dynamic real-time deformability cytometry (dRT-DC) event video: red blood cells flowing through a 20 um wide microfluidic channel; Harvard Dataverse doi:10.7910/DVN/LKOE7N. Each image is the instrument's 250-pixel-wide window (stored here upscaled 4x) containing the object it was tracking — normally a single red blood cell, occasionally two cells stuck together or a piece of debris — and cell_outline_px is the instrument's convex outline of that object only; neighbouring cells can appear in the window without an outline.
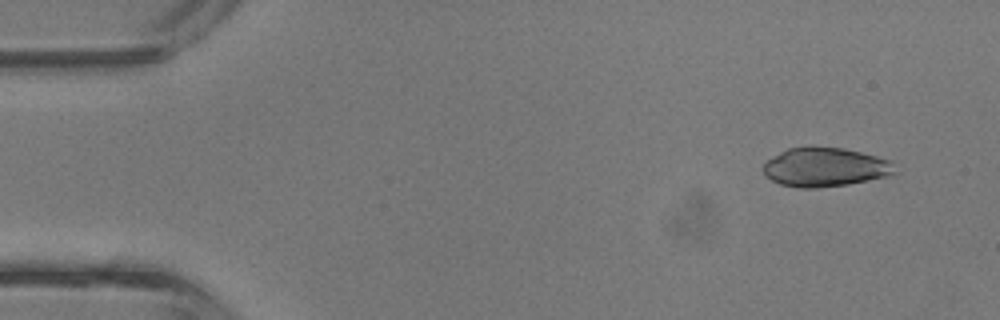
{"species": "common noctule bat (a hibernating species)", "species_latin": "Nyctalus noctula", "temperature_condition": "room temperature", "stored_images_in_passage": 41, "camera_frame_rate_fps": 3000, "um_per_image_px": 0.085, "animal": {"sex": "male", "body_mass_g": 13.3}, "frame": {"image": 1, "passage_image": 3, "time_ms": 0.667, "image_size_px": [1000, 320], "cell_outline_px": [[900, 172], [896, 176], [848, 184], [816, 188], [796, 188], [780, 184], [764, 176], [764, 164], [772, 156], [788, 148], [844, 148], [892, 160]], "centroid_in_image_um": [70.24, 14.24], "position_along_channel_um": 14.8, "area_um2": 30.23}}